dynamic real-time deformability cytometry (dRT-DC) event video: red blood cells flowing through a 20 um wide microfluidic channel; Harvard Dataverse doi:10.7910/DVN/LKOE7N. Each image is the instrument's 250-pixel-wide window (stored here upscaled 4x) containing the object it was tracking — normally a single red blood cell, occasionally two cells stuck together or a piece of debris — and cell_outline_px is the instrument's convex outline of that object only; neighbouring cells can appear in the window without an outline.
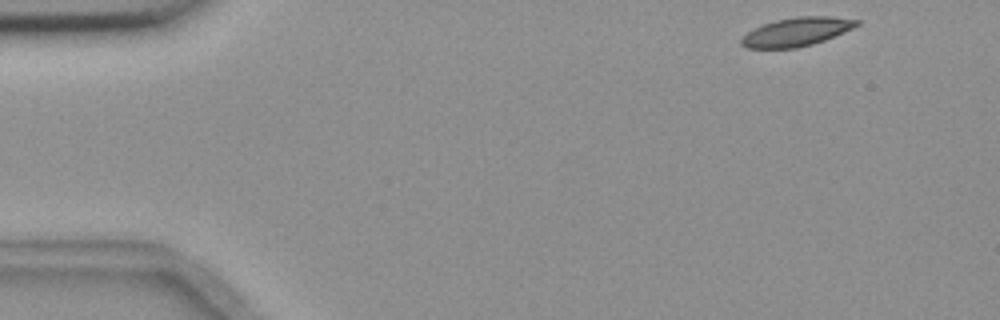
{"species": "common noctule bat (a hibernating species)", "species_latin": "Nyctalus noctula", "temperature_condition": "room temperature", "stored_images_in_passage": 4, "camera_frame_rate_fps": 3000, "um_per_image_px": 0.085, "animal": {"sex": "female", "body_mass_g": 18.4}, "frame": {"image": 1, "passage_image": 1, "time_ms": 0.0, "image_size_px": [1000, 320], "cell_outline_px": [[860, 24], [844, 32], [824, 40], [812, 44], [796, 48], [748, 48], [740, 44], [740, 40], [748, 32], [764, 24], [776, 20], [796, 16], [832, 16], [860, 20]], "centroid_in_image_um": [67.74, 2.7], "position_along_channel_um": 17.3, "area_um2": 19.07}}
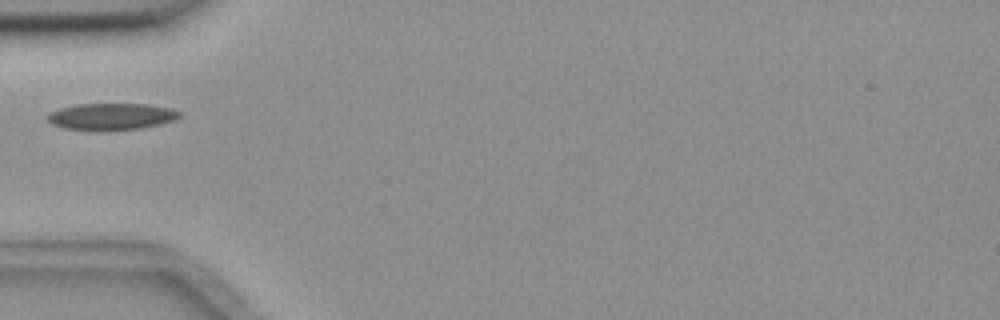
{"frame": {"image": 2, "passage_image": 4, "time_ms": 4.333, "image_size_px": [1000, 320], "cell_outline_px": [[180, 116], [172, 120], [160, 124], [140, 128], [100, 132], [64, 128], [52, 124], [44, 116], [48, 112], [60, 108], [76, 104], [148, 104], [168, 108], [180, 112]], "centroid_in_image_um": [9.37, 9.92], "position_along_channel_um": 75.6, "area_um2": 20.81}}